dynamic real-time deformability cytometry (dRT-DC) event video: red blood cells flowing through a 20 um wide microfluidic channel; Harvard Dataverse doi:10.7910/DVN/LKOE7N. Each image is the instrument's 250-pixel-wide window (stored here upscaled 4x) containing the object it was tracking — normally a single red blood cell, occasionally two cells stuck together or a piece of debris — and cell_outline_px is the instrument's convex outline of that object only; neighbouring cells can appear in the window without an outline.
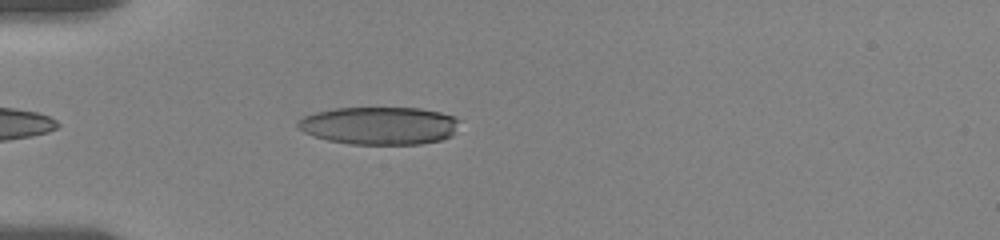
{"species": "human", "species_latin": "Homo sapiens", "temperature_condition": "room temperature", "stored_images_in_passage": 31, "camera_frame_rate_fps": 3000, "um_per_image_px": 0.085, "donor": {"sex": "female"}, "frame": {"image": 1, "passage_image": 2, "time_ms": 0.333, "image_size_px": [1000, 240], "cell_outline_px": [[460, 120], [452, 136], [440, 140], [420, 144], [352, 144], [328, 140], [304, 132], [296, 124], [296, 120], [304, 116], [316, 112], [336, 108], [420, 108], [440, 112], [456, 116]], "centroid_in_image_um": [32.27, 10.67], "position_along_channel_um": 52.7, "area_um2": 35.6}}
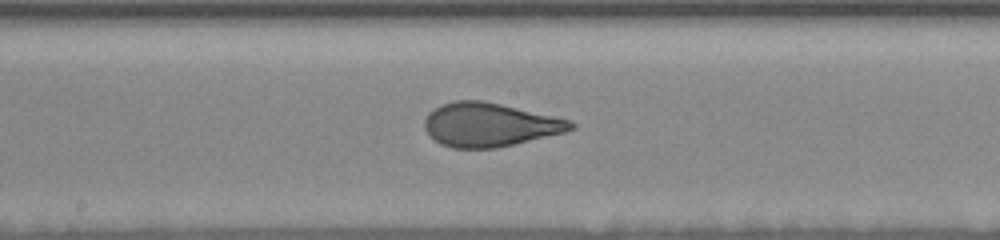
{"frame": {"image": 2, "passage_image": 18, "time_ms": 5.0, "image_size_px": [1000, 240], "cell_outline_px": [[576, 128], [564, 132], [496, 148], [452, 148], [440, 144], [424, 128], [424, 120], [428, 112], [440, 104], [456, 100], [484, 100], [568, 120], [576, 124]], "centroid_in_image_um": [41.56, 10.59], "position_along_channel_um": 206.6, "area_um2": 36.93}}
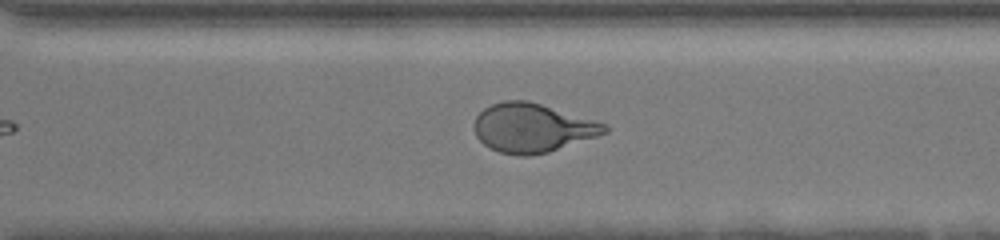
{"frame": {"image": 3, "passage_image": 30, "time_ms": 8.333, "image_size_px": [1000, 240], "cell_outline_px": [[608, 132], [548, 152], [528, 156], [516, 156], [500, 152], [488, 148], [476, 136], [472, 124], [476, 116], [484, 108], [492, 104], [504, 100], [528, 100], [604, 124], [608, 128]], "centroid_in_image_um": [45.16, 10.88], "position_along_channel_um": 325.4, "area_um2": 36.82}}